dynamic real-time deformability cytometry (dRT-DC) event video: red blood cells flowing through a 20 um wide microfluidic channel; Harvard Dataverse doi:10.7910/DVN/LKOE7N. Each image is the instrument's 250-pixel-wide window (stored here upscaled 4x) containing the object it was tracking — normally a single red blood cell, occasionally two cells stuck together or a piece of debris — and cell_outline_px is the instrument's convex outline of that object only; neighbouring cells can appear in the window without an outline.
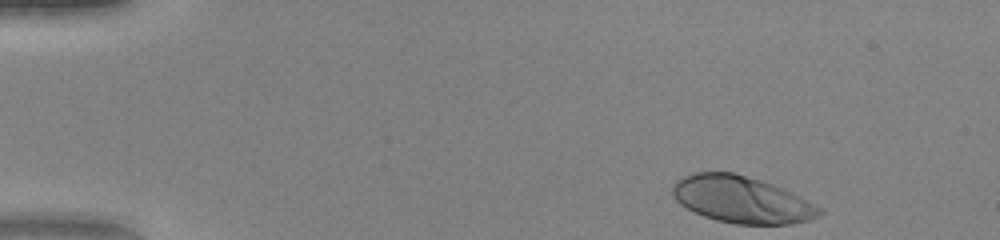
{"species": "human", "species_latin": "Homo sapiens", "temperature_condition": "warm", "stored_images_in_passage": 45, "camera_frame_rate_fps": 3000, "um_per_image_px": 0.085, "donor": {"sex": "female"}, "frame": {"image": 1, "passage_image": 1, "time_ms": 0.0, "image_size_px": [1000, 240], "cell_outline_px": [[824, 212], [820, 216], [808, 220], [792, 224], [736, 224], [716, 220], [704, 216], [680, 204], [672, 196], [672, 184], [676, 180], [692, 172], [732, 172], [760, 180], [784, 188], [792, 192], [820, 208]], "centroid_in_image_um": [63.02, 16.96], "position_along_channel_um": 22.0, "area_um2": 40.0}}
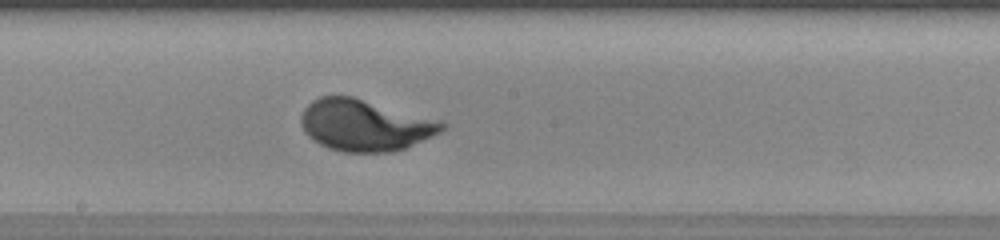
{"frame": {"image": 2, "passage_image": 23, "time_ms": 7.333, "image_size_px": [1000, 240], "cell_outline_px": [[448, 128], [440, 132], [404, 148], [392, 152], [344, 152], [328, 148], [312, 140], [304, 132], [300, 124], [300, 116], [304, 108], [312, 100], [320, 96], [352, 96], [440, 120], [448, 124]], "centroid_in_image_um": [30.99, 10.64], "position_along_channel_um": 217.2, "area_um2": 42.37}}
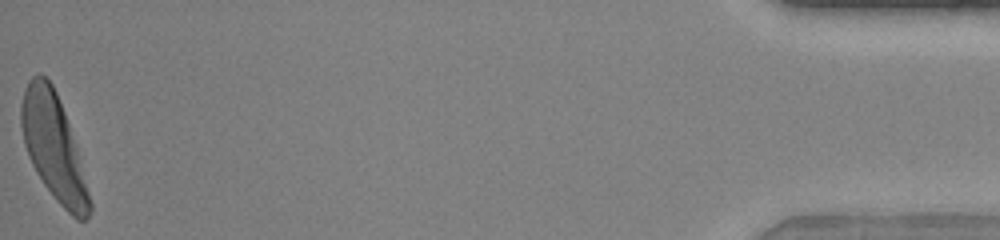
{"frame": {"image": 3, "passage_image": 45, "time_ms": 14.667, "image_size_px": [1000, 240], "cell_outline_px": [[92, 212], [84, 220], [76, 220], [56, 200], [44, 184], [36, 172], [28, 156], [24, 144], [20, 124], [20, 104], [24, 88], [28, 80], [32, 76], [40, 72], [52, 84], [56, 92], [64, 112], [76, 148], [92, 204]], "centroid_in_image_um": [4.52, 12.48], "position_along_channel_um": 430.7, "area_um2": 41.62}, "authors_computed_cell_mechanics": {"area_um2": 40.5178, "velocity_mm_per_s": 4.1201, "shape_relaxation_time_tau1_ms": 2.3578, "shape_relaxation_time_tau2_ms": null, "deformation_change_tau1": 0.1942, "deformation_change_tau2": null}}